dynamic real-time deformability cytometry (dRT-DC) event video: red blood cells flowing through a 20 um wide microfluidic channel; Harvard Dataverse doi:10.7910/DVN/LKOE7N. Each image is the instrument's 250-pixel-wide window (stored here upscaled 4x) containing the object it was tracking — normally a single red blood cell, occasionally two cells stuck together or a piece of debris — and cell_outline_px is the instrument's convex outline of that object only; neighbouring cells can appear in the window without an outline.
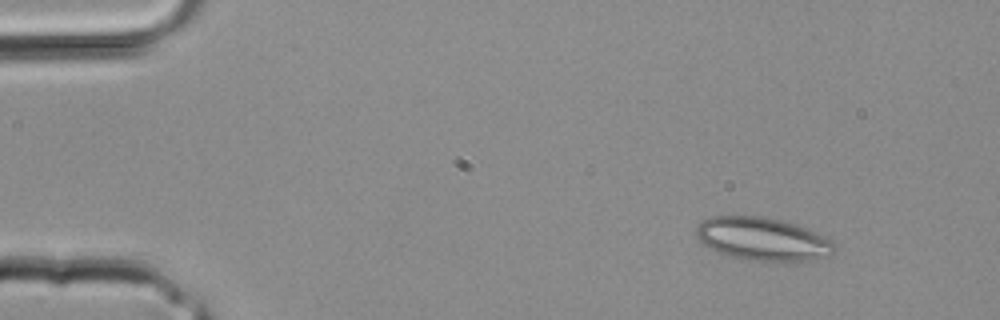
{"species": "common noctule bat (a hibernating species)", "species_latin": "Nyctalus noctula", "temperature_condition": "room temperature", "stored_images_in_passage": 30, "camera_frame_rate_fps": 3000, "um_per_image_px": 0.085, "animal": {"sex": "male", "body_mass_g": 20.4}, "frame": {"image": 1, "passage_image": 1, "time_ms": 0.0, "image_size_px": [1000, 320], "cell_outline_px": [[840, 248], [836, 252], [828, 256], [796, 264], [776, 264], [748, 260], [728, 256], [716, 252], [708, 248], [700, 240], [696, 232], [696, 228], [704, 220], [712, 216], [760, 216], [780, 220], [804, 228], [824, 236], [832, 240]], "centroid_in_image_um": [64.91, 20.39], "position_along_channel_um": 20.1, "area_um2": 35.66}}
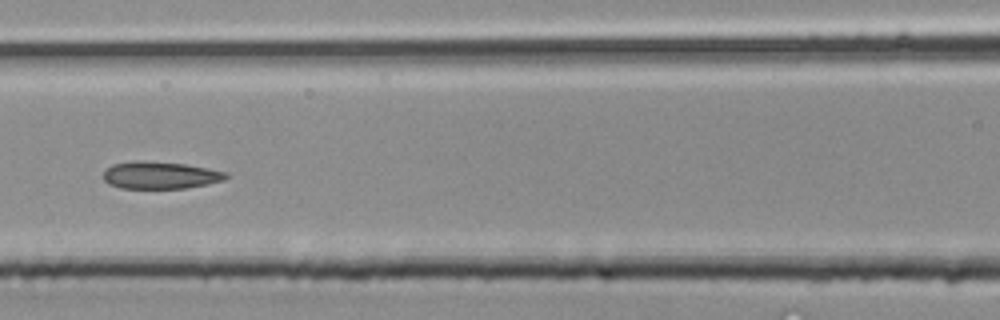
{"frame": {"image": 2, "passage_image": 12, "time_ms": 3.667, "image_size_px": [1000, 320], "cell_outline_px": [[228, 176], [224, 180], [208, 184], [184, 188], [120, 188], [108, 184], [104, 180], [104, 172], [112, 164], [136, 160], [140, 160], [184, 164], [208, 168], [228, 172]], "centroid_in_image_um": [13.62, 14.89], "position_along_channel_um": 153.0, "area_um2": 19.48}}
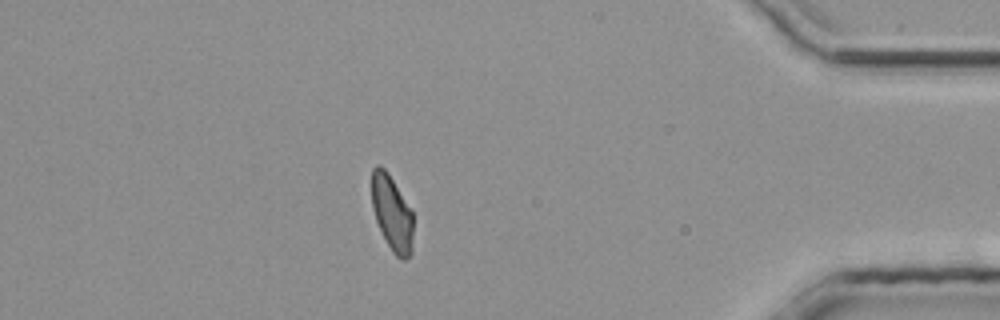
{"frame": {"image": 3, "passage_image": 26, "time_ms": 8.333, "image_size_px": [1000, 320], "cell_outline_px": [[412, 252], [404, 260], [400, 260], [392, 252], [376, 220], [372, 208], [372, 168], [376, 164], [380, 164], [388, 172], [412, 212]], "centroid_in_image_um": [33.3, 18.1], "position_along_channel_um": 401.9, "area_um2": 18.03}}